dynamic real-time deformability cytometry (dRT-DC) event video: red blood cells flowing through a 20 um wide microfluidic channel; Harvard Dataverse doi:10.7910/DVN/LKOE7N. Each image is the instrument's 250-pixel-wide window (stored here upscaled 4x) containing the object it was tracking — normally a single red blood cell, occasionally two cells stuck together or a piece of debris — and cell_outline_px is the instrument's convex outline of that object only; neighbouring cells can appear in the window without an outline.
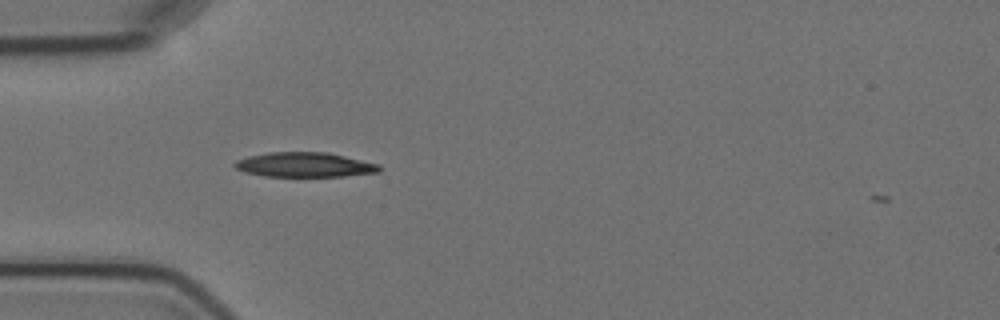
{"species": "Egyptian fruit bat (a non-hibernating species)", "species_latin": "Rousettus aegyptiacus", "temperature_condition": "cold", "stored_images_in_passage": 1, "camera_frame_rate_fps": 3000, "um_per_image_px": 0.085, "animal": {"sex": "female"}, "frame": {"image": 1, "passage_image": 1, "time_ms": 0.0, "image_size_px": [1000, 320], "cell_outline_px": [[380, 172], [344, 176], [264, 176], [244, 172], [236, 168], [232, 164], [236, 160], [248, 156], [268, 152], [328, 152], [380, 164]], "centroid_in_image_um": [25.88, 14.0], "position_along_channel_um": 59.1, "area_um2": 20.87}}